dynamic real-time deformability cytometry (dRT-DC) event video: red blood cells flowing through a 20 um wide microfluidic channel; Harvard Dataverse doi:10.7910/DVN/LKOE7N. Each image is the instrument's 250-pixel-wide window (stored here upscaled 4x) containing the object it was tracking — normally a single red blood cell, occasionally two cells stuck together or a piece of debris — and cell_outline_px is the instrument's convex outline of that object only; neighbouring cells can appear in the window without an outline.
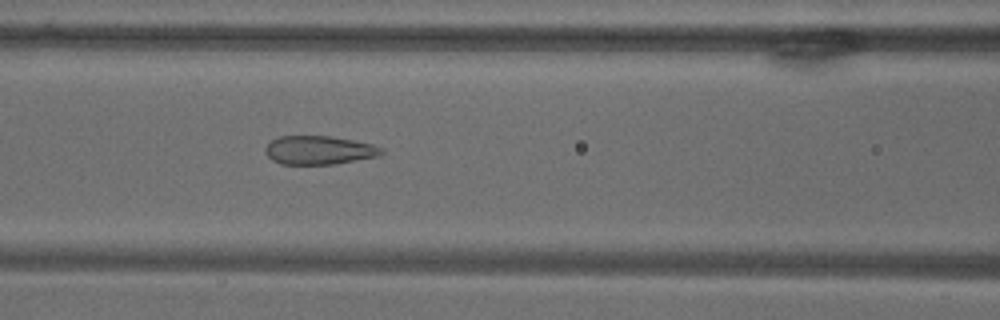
{"species": "common noctule bat (a hibernating species)", "species_latin": "Nyctalus noctula", "temperature_condition": "warm", "stored_images_in_passage": 4, "camera_frame_rate_fps": 3000, "um_per_image_px": 0.085, "animal": {"sex": "male", "body_mass_g": 18.8}, "frame": {"image": 1, "passage_image": 4, "time_ms": 3.333, "image_size_px": [1000, 320], "cell_outline_px": [[384, 152], [376, 156], [332, 164], [280, 164], [272, 160], [264, 152], [264, 148], [272, 140], [280, 136], [332, 136], [372, 144], [380, 148]], "centroid_in_image_um": [27.05, 12.76], "position_along_channel_um": 139.5, "area_um2": 19.13}}